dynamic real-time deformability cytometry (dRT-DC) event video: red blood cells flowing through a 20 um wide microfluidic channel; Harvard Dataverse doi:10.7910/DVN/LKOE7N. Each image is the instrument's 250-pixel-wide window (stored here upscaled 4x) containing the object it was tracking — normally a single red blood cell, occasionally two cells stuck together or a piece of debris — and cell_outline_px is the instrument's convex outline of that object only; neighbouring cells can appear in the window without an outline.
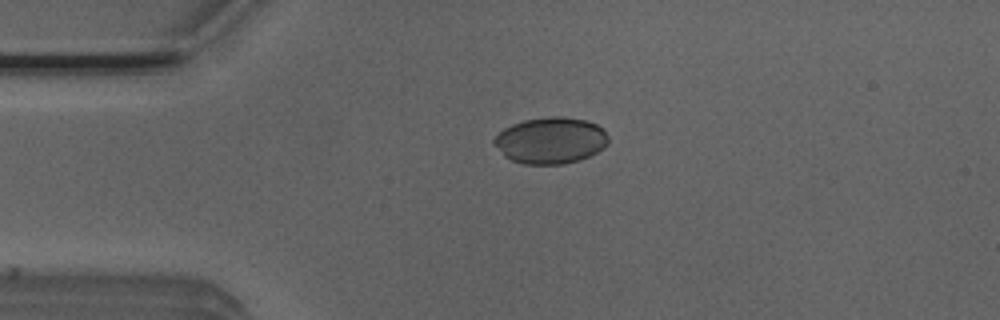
{"species": "Egyptian fruit bat (a non-hibernating species)", "species_latin": "Rousettus aegyptiacus", "temperature_condition": "room temperature", "stored_images_in_passage": 9, "camera_frame_rate_fps": 3000, "um_per_image_px": 0.085, "animal": {"sex": "male"}, "frame": {"image": 1, "passage_image": 1, "time_ms": 0.0, "image_size_px": [1000, 320], "cell_outline_px": [[608, 144], [604, 148], [580, 160], [564, 164], [524, 164], [512, 160], [504, 156], [492, 144], [492, 140], [504, 128], [512, 124], [524, 120], [552, 116], [560, 116], [584, 120], [596, 124], [604, 128], [608, 136]], "centroid_in_image_um": [46.8, 11.94], "position_along_channel_um": 38.2, "area_um2": 31.04}}